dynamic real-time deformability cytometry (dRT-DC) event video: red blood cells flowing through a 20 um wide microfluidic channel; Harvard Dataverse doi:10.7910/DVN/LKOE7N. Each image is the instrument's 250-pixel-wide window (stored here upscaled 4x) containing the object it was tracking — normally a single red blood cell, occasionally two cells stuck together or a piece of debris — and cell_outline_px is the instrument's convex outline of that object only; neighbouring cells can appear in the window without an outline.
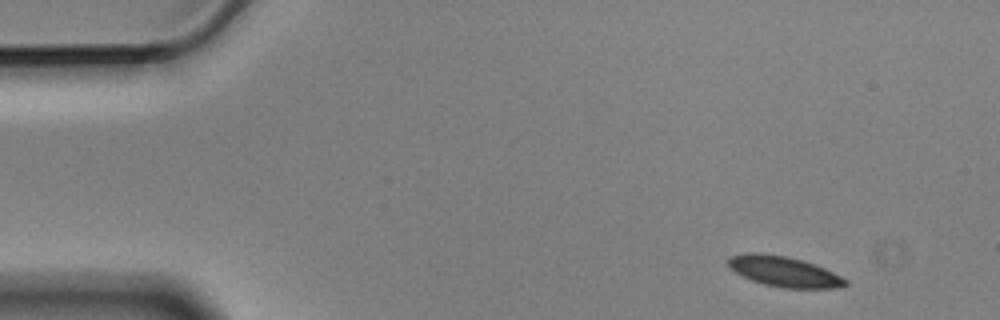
{"species": "Egyptian fruit bat (a non-hibernating species)", "species_latin": "Rousettus aegyptiacus", "temperature_condition": "cold", "stored_images_in_passage": 3, "camera_frame_rate_fps": 3000, "um_per_image_px": 0.085, "animal": {"sex": "male"}, "frame": {"image": 1, "passage_image": 1, "time_ms": 0.0, "image_size_px": [1000, 320], "cell_outline_px": [[848, 284], [836, 288], [784, 288], [764, 284], [752, 280], [728, 268], [728, 256], [744, 252], [760, 252], [784, 256], [800, 260], [824, 268], [848, 280]], "centroid_in_image_um": [66.59, 23.07], "position_along_channel_um": 18.4, "area_um2": 20.63}}